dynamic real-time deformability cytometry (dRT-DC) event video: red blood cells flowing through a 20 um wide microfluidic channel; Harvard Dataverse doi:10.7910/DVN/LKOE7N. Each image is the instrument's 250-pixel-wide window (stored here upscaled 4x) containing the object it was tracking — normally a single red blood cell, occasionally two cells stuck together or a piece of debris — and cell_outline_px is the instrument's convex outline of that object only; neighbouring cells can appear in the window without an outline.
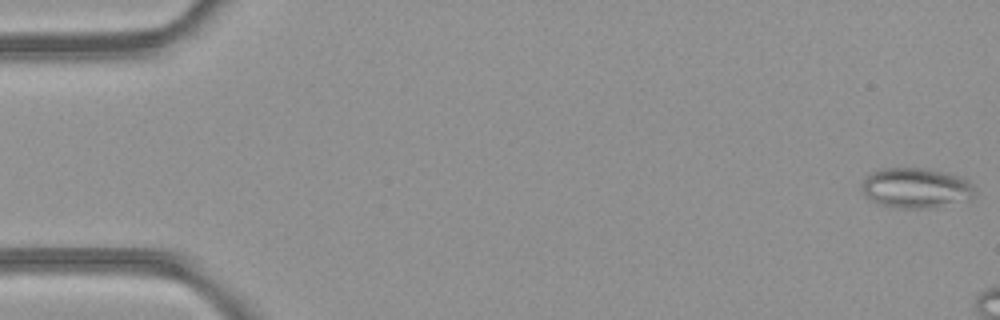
{"species": "common noctule bat (a hibernating species)", "species_latin": "Nyctalus noctula", "temperature_condition": "room temperature", "stored_images_in_passage": 7, "camera_frame_rate_fps": 3000, "um_per_image_px": 0.085, "animal": {"sex": "female", "body_mass_g": 21.9}, "frame": {"image": 1, "passage_image": 1, "time_ms": 0.0, "image_size_px": [1000, 320], "cell_outline_px": [[976, 192], [972, 196], [920, 208], [896, 208], [880, 204], [864, 196], [860, 188], [860, 184], [872, 172], [880, 168], [924, 168], [944, 172], [960, 176], [968, 180], [976, 188]], "centroid_in_image_um": [77.75, 15.93], "position_along_channel_um": 7.2, "area_um2": 25.78}}